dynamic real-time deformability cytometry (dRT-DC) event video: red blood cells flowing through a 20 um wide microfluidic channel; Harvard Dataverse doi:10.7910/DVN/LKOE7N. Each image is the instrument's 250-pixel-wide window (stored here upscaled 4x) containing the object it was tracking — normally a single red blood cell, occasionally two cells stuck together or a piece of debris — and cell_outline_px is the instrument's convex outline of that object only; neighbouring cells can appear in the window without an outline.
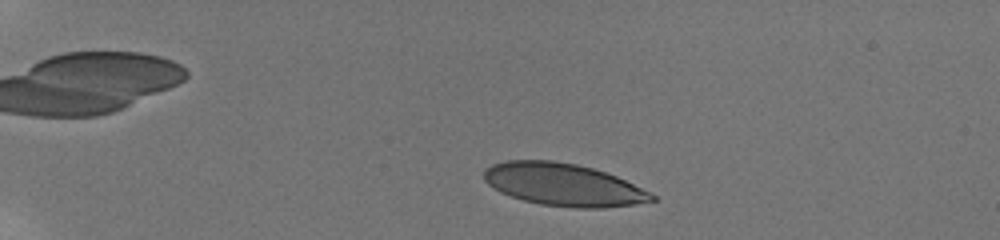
{"species": "human", "species_latin": "Homo sapiens", "temperature_condition": "room temperature", "stored_images_in_passage": 27, "camera_frame_rate_fps": 3000, "um_per_image_px": 0.085, "donor": {"sex": "male"}, "frame": {"image": 1, "passage_image": 8, "time_ms": 1.333, "image_size_px": [1000, 240], "cell_outline_px": [[656, 200], [632, 204], [604, 208], [576, 208], [540, 204], [524, 200], [500, 192], [488, 184], [484, 180], [484, 168], [492, 164], [504, 160], [552, 160], [576, 164], [592, 168], [616, 176], [652, 192], [656, 196]], "centroid_in_image_um": [47.88, 15.69], "position_along_channel_um": 37.1, "area_um2": 41.56}}